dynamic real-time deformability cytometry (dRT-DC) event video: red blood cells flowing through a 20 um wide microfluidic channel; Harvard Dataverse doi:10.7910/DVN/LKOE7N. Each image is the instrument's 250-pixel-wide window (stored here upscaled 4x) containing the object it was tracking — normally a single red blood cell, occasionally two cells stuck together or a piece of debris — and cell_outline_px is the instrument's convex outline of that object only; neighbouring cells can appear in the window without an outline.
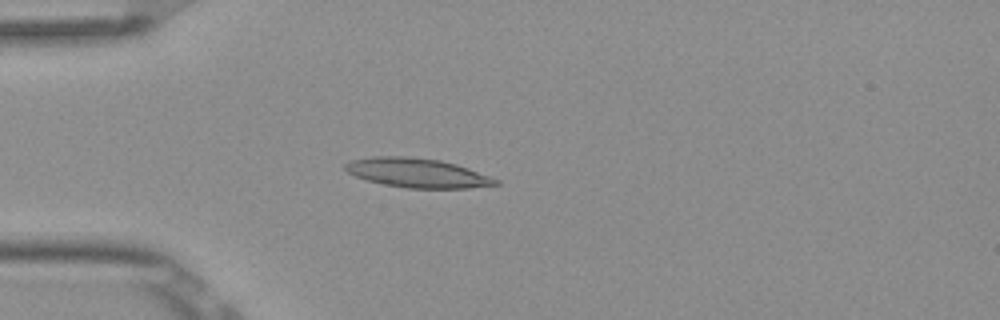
{"species": "Egyptian fruit bat (a non-hibernating species)", "species_latin": "Rousettus aegyptiacus", "temperature_condition": "room temperature", "stored_images_in_passage": 6, "camera_frame_rate_fps": 3000, "um_per_image_px": 0.085, "frame": {"image": 1, "passage_image": 5, "time_ms": 1.333, "image_size_px": [1000, 320], "cell_outline_px": [[500, 184], [468, 188], [408, 188], [384, 184], [368, 180], [356, 176], [348, 172], [344, 168], [344, 164], [352, 160], [372, 156], [404, 156], [440, 160], [456, 164], [468, 168], [500, 180]], "centroid_in_image_um": [35.48, 14.69], "position_along_channel_um": 49.5, "area_um2": 25.49}}